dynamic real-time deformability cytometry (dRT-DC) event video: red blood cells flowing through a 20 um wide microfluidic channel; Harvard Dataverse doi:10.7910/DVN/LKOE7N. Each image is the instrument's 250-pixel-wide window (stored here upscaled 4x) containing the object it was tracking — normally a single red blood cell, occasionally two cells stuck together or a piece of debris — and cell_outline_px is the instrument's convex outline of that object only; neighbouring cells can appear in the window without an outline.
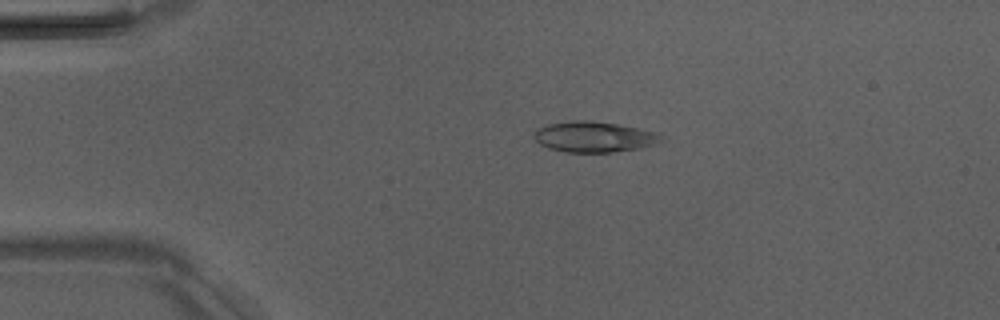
{"species": "Egyptian fruit bat (a non-hibernating species)", "species_latin": "Rousettus aegyptiacus", "temperature_condition": "room temperature", "stored_images_in_passage": 4, "camera_frame_rate_fps": 3000, "um_per_image_px": 0.085, "animal": {"sex": "male"}, "frame": {"image": 1, "passage_image": 3, "time_ms": 3.333, "image_size_px": [1000, 320], "cell_outline_px": [[664, 140], [660, 144], [640, 148], [612, 152], [568, 152], [548, 148], [540, 144], [532, 136], [532, 132], [536, 128], [548, 124], [572, 120], [588, 120], [616, 124], [656, 132], [664, 136]], "centroid_in_image_um": [50.5, 11.63], "position_along_channel_um": 34.5, "area_um2": 22.95}}